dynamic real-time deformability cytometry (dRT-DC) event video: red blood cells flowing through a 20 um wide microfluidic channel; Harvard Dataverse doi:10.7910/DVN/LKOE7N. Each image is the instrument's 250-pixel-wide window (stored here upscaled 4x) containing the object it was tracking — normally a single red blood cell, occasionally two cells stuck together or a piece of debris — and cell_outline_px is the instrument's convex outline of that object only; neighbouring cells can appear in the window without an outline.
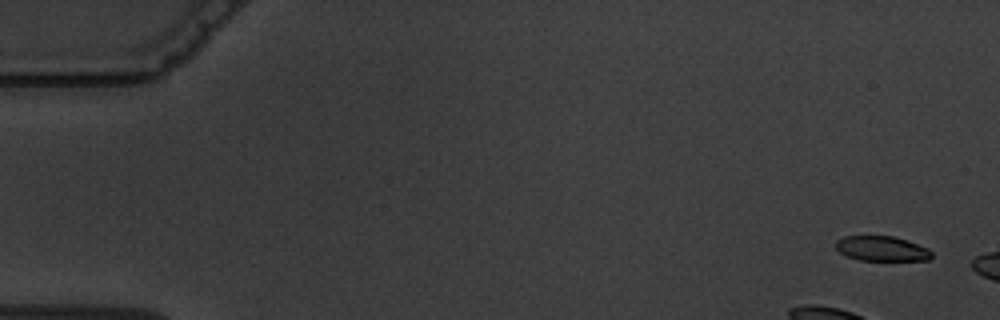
{"species": "common noctule bat (a hibernating species)", "species_latin": "Nyctalus noctula", "temperature_condition": "warm", "stored_images_in_passage": 5, "camera_frame_rate_fps": 3000, "um_per_image_px": 0.085, "animal": {"sex": "male", "body_mass_g": 19.5, "forearm_length_mm": 54.6}, "frame": {"image": 1, "passage_image": 1, "time_ms": 0.0, "image_size_px": [1000, 320], "cell_outline_px": [[932, 256], [928, 260], [860, 260], [848, 256], [840, 252], [836, 248], [836, 240], [844, 236], [892, 236], [908, 240], [928, 248], [932, 252]], "centroid_in_image_um": [74.96, 21.12], "position_along_channel_um": 10.0, "area_um2": 13.87}}